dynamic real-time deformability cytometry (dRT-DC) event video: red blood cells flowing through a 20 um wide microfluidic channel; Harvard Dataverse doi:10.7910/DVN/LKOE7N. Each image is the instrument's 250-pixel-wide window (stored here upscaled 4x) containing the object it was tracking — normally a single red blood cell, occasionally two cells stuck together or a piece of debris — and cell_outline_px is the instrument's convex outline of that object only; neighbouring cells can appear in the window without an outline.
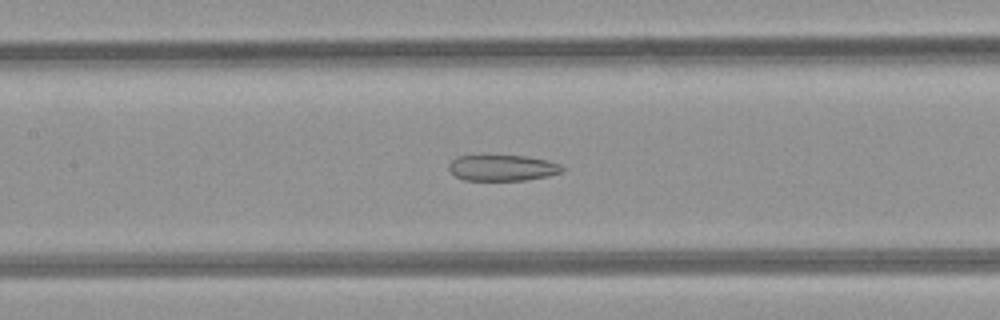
{"species": "common noctule bat (a hibernating species)", "species_latin": "Nyctalus noctula", "temperature_condition": "room temperature", "stored_images_in_passage": 46, "camera_frame_rate_fps": 3000, "um_per_image_px": 0.085, "animal": {"sex": "female", "body_mass_g": 21.9}, "frame": {"image": 1, "passage_image": 19, "time_ms": 6.0, "image_size_px": [1000, 320], "cell_outline_px": [[564, 168], [560, 172], [548, 176], [524, 180], [464, 180], [456, 176], [448, 168], [448, 164], [456, 156], [524, 156], [548, 160], [560, 164]], "centroid_in_image_um": [42.69, 14.27], "position_along_channel_um": 164.7, "area_um2": 16.99}}
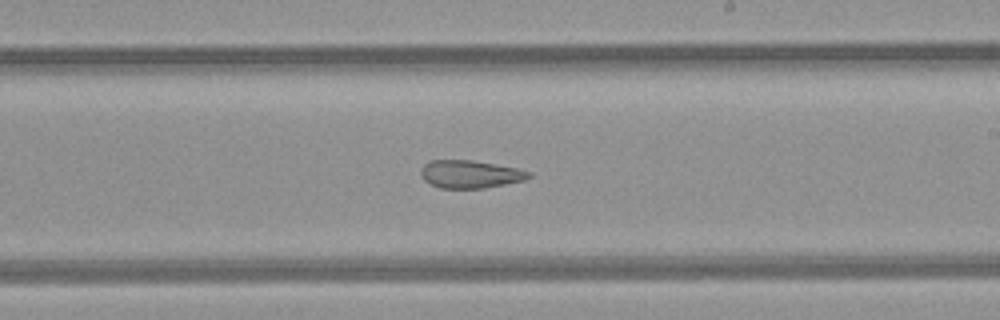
{"frame": {"image": 2, "passage_image": 25, "time_ms": 8.0, "image_size_px": [1000, 320], "cell_outline_px": [[532, 176], [524, 180], [484, 188], [440, 188], [424, 180], [420, 172], [420, 168], [428, 160], [472, 160], [516, 168], [532, 172]], "centroid_in_image_um": [39.94, 14.8], "position_along_channel_um": 249.1, "area_um2": 17.46}}
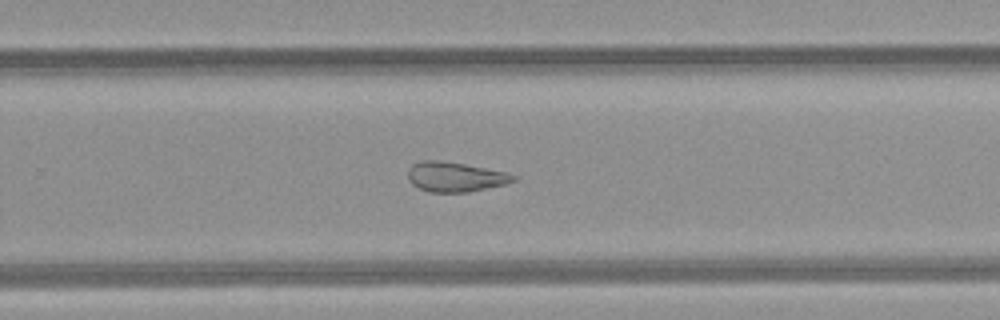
{"frame": {"image": 3, "passage_image": 28, "time_ms": 9.0, "image_size_px": [1000, 320], "cell_outline_px": [[516, 180], [508, 184], [468, 192], [428, 192], [412, 184], [408, 180], [408, 168], [412, 164], [420, 160], [436, 160], [464, 164], [504, 172], [516, 176]], "centroid_in_image_um": [38.66, 15.04], "position_along_channel_um": 291.1, "area_um2": 18.26}, "authors_computed_cell_mechanics": {"area_um2": 21.9351, "velocity_mm_per_s": 4.229, "shape_relaxation_time_tau1_ms": null, "shape_relaxation_time_tau2_ms": 2.6557, "deformation_change_tau1": null, "deformation_change_tau2": 0.1149}}